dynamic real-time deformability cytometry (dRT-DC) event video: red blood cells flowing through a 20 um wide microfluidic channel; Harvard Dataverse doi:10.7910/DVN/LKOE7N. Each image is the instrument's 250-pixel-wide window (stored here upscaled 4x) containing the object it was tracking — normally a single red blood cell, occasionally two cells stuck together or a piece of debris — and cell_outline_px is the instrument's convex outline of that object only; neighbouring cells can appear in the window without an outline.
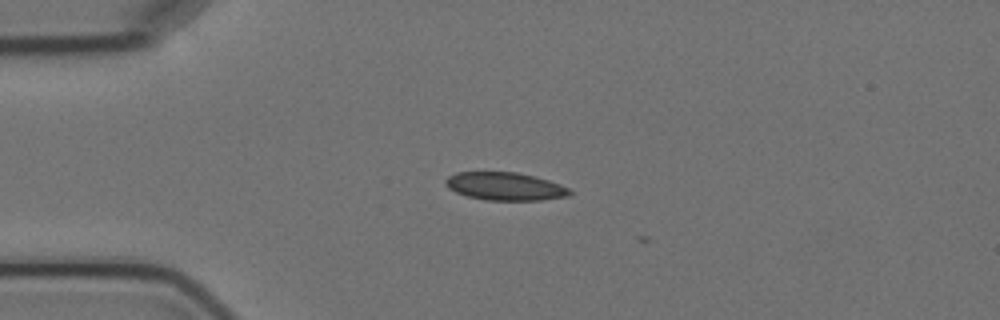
{"species": "Egyptian fruit bat (a non-hibernating species)", "species_latin": "Rousettus aegyptiacus", "temperature_condition": "cold", "stored_images_in_passage": 4, "camera_frame_rate_fps": 3000, "um_per_image_px": 0.085, "animal": {"sex": "female"}, "frame": {"image": 1, "passage_image": 3, "time_ms": 2.333, "image_size_px": [1000, 320], "cell_outline_px": [[572, 192], [568, 196], [540, 200], [484, 200], [468, 196], [456, 192], [448, 188], [444, 184], [444, 180], [448, 176], [456, 172], [516, 172], [548, 180], [560, 184], [568, 188]], "centroid_in_image_um": [42.89, 15.84], "position_along_channel_um": 42.1, "area_um2": 20.17}}